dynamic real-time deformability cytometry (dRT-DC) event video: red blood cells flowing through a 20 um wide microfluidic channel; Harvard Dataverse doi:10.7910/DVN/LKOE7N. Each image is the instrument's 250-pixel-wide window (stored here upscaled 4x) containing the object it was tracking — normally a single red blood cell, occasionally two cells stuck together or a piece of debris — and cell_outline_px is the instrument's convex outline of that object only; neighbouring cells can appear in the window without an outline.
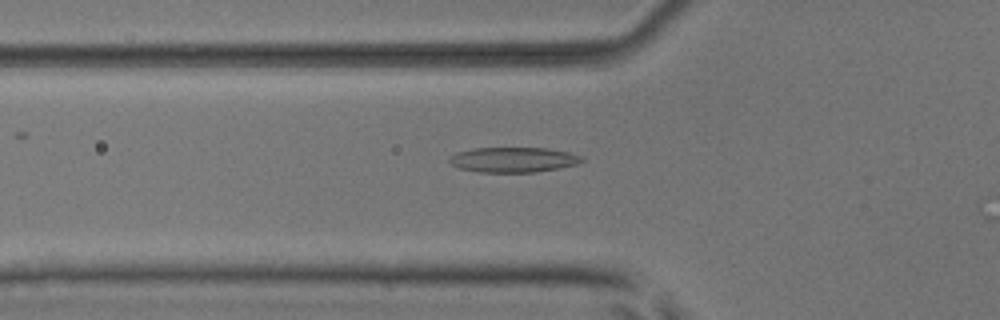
{"species": "common noctule bat (a hibernating species)", "species_latin": "Nyctalus noctula", "temperature_condition": "room temperature", "stored_images_in_passage": 5, "camera_frame_rate_fps": 3000, "um_per_image_px": 0.085, "animal": {"sex": "male", "body_mass_g": 17.9, "forearm_length_mm": 54.2}, "frame": {"image": 1, "passage_image": 3, "time_ms": 0.667, "image_size_px": [1000, 320], "cell_outline_px": [[584, 160], [576, 164], [560, 168], [536, 172], [480, 172], [460, 168], [452, 164], [448, 160], [456, 152], [472, 148], [548, 148], [568, 152], [580, 156]], "centroid_in_image_um": [43.63, 13.57], "position_along_channel_um": 82.2, "area_um2": 19.25}}